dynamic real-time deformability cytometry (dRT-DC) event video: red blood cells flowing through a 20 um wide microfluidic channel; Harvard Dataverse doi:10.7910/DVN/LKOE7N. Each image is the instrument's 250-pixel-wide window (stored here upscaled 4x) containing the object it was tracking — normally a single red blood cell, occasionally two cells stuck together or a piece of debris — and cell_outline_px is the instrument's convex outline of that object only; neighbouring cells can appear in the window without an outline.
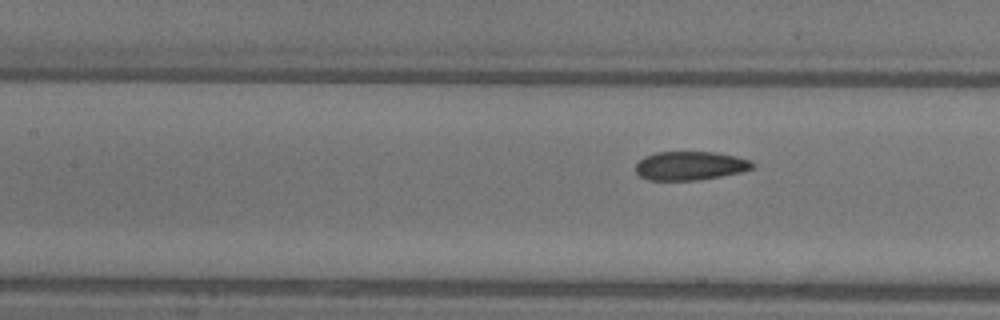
{"species": "common noctule bat (a hibernating species)", "species_latin": "Nyctalus noctula", "temperature_condition": "warm", "stored_images_in_passage": 8, "segment_of_instrument_passage": [2, 2], "camera_frame_rate_fps": 3000, "um_per_image_px": 0.085, "animal": {"sex": "female"}, "frame": {"image": 1, "passage_image": 8, "time_ms": 2.333, "image_size_px": [1000, 320], "cell_outline_px": [[756, 168], [744, 172], [700, 180], [648, 180], [640, 176], [636, 172], [636, 164], [644, 156], [656, 152], [716, 152], [736, 156], [752, 160], [756, 164]], "centroid_in_image_um": [58.74, 14.09], "position_along_channel_um": 148.7, "area_um2": 19.94}}